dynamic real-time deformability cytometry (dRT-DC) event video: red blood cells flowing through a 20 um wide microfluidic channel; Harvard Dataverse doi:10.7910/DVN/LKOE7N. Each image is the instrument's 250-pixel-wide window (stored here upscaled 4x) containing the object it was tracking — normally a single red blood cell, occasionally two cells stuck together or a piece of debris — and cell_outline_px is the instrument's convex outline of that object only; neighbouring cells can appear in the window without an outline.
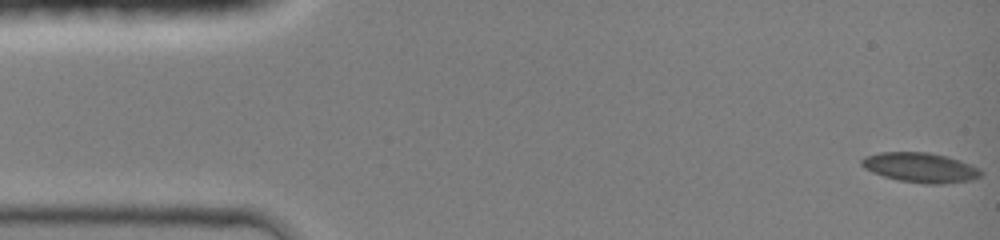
{"species": "common noctule bat (a hibernating species)", "species_latin": "Nyctalus noctula", "temperature_condition": "room temperature", "stored_images_in_passage": 6, "camera_frame_rate_fps": 3000, "um_per_image_px": 0.085, "animal": {"sex": "female", "body_mass_g": 19.0, "forearm_length_mm": 51.5}, "frame": {"image": 1, "passage_image": 1, "time_ms": 0.0, "image_size_px": [1000, 240], "cell_outline_px": [[984, 172], [980, 176], [972, 180], [944, 184], [924, 184], [900, 180], [884, 176], [872, 172], [864, 168], [860, 164], [860, 160], [864, 156], [880, 152], [928, 152], [948, 156], [960, 160], [980, 168]], "centroid_in_image_um": [78.25, 14.24], "position_along_channel_um": 6.7, "area_um2": 20.92}}
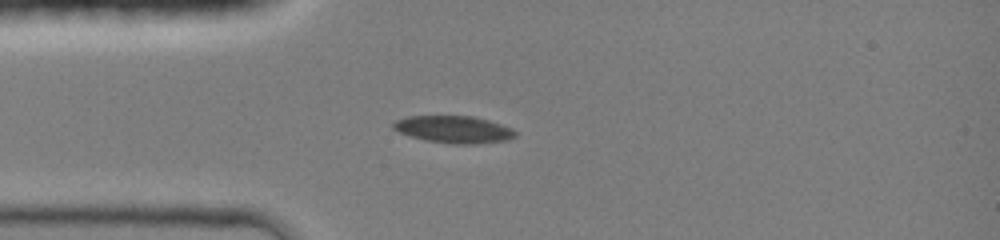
{"frame": {"image": 2, "passage_image": 6, "time_ms": 3.667, "image_size_px": [1000, 240], "cell_outline_px": [[516, 136], [508, 140], [476, 144], [456, 144], [424, 140], [400, 132], [392, 128], [392, 124], [396, 120], [408, 116], [472, 116], [488, 120], [512, 128], [516, 132]], "centroid_in_image_um": [38.59, 11.0], "position_along_channel_um": 46.4, "area_um2": 19.25}}